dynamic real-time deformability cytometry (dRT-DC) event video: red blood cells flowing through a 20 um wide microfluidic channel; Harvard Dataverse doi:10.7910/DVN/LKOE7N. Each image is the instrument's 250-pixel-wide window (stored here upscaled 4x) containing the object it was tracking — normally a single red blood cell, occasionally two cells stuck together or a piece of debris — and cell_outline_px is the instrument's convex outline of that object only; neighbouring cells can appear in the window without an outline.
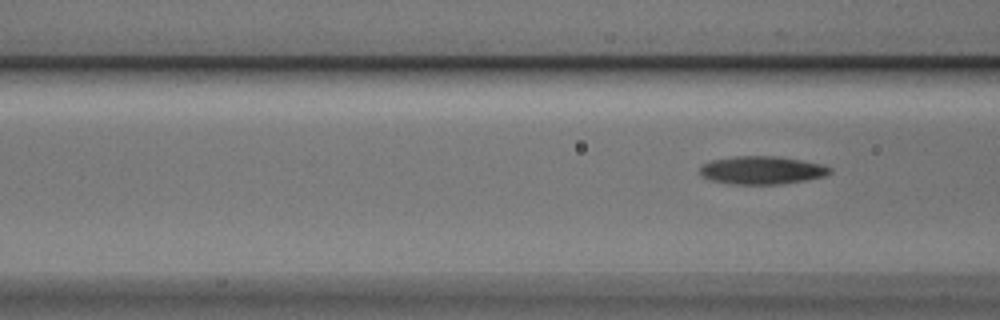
{"species": "Egyptian fruit bat (a non-hibernating species)", "species_latin": "Rousettus aegyptiacus", "temperature_condition": "cold", "stored_images_in_passage": 8, "camera_frame_rate_fps": 3000, "um_per_image_px": 0.085, "animal": {"sex": "male"}, "frame": {"image": 1, "passage_image": 8, "time_ms": 2.333, "image_size_px": [1000, 320], "cell_outline_px": [[832, 172], [824, 176], [804, 180], [780, 184], [732, 184], [712, 180], [704, 176], [700, 172], [700, 168], [704, 164], [712, 160], [736, 156], [776, 156], [800, 160], [820, 164], [832, 168]], "centroid_in_image_um": [64.78, 14.46], "position_along_channel_um": 101.8, "area_um2": 20.92}}